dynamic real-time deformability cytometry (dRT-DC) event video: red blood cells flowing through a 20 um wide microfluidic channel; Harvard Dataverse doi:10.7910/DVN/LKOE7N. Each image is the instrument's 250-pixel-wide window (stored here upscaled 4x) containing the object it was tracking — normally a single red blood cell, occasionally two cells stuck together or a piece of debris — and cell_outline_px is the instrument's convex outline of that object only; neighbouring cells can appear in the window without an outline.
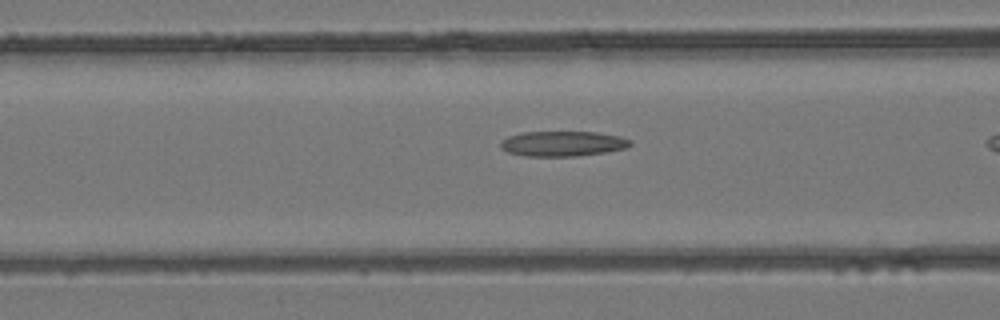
{"species": "common noctule bat (a hibernating species)", "species_latin": "Nyctalus noctula", "temperature_condition": "room temperature", "stored_images_in_passage": 25, "camera_frame_rate_fps": 3000, "um_per_image_px": 0.085, "animal": {"sex": "female", "body_mass_g": 24.6, "forearm_length_mm": 56.2}, "frame": {"image": 1, "passage_image": 18, "time_ms": 5.667, "image_size_px": [1000, 320], "cell_outline_px": [[632, 144], [628, 148], [608, 152], [576, 156], [524, 156], [508, 152], [500, 148], [500, 140], [508, 136], [524, 132], [596, 132], [620, 136], [632, 140]], "centroid_in_image_um": [47.85, 12.21], "position_along_channel_um": 118.8, "area_um2": 19.25}}